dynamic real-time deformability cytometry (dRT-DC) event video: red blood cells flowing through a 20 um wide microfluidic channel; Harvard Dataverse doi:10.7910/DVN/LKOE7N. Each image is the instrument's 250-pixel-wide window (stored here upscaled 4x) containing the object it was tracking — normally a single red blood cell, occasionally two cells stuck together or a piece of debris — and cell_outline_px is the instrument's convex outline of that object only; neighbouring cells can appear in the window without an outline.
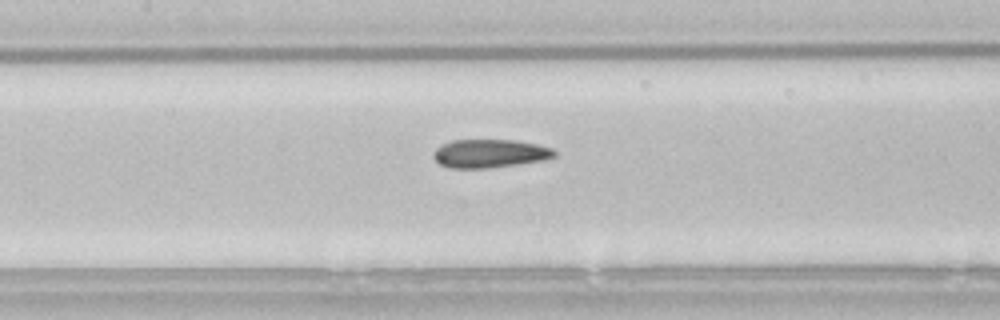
{"species": "common noctule bat (a hibernating species)", "species_latin": "Nyctalus noctula", "temperature_condition": "room temperature", "stored_images_in_passage": 36, "camera_frame_rate_fps": 3000, "um_per_image_px": 0.085, "animal": {"sex": "male", "body_mass_g": 21.5, "forearm_length_mm": 52.0}, "frame": {"image": 1, "passage_image": 13, "time_ms": 4.0, "image_size_px": [1000, 320], "cell_outline_px": [[556, 156], [544, 160], [488, 168], [448, 168], [440, 164], [432, 156], [432, 152], [440, 144], [452, 140], [516, 140], [536, 144], [552, 148], [556, 152]], "centroid_in_image_um": [41.59, 13.04], "position_along_channel_um": 165.8, "area_um2": 20.11}}
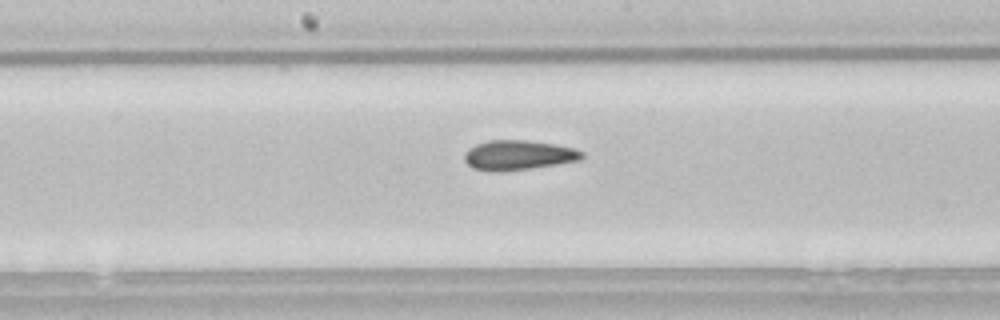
{"frame": {"image": 2, "passage_image": 16, "time_ms": 5.0, "image_size_px": [1000, 320], "cell_outline_px": [[584, 156], [580, 160], [532, 168], [472, 168], [464, 160], [464, 156], [468, 148], [476, 144], [488, 140], [528, 140], [556, 144], [576, 148], [584, 152]], "centroid_in_image_um": [44.14, 13.12], "position_along_channel_um": 204.1, "area_um2": 19.65}}
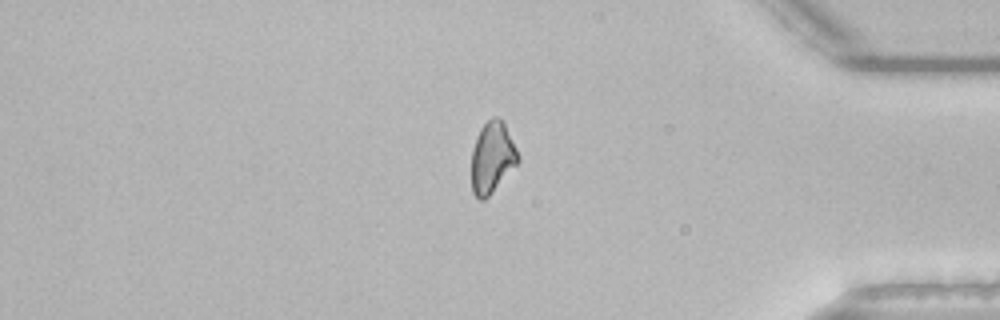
{"frame": {"image": 3, "passage_image": 33, "time_ms": 10.667, "image_size_px": [1000, 320], "cell_outline_px": [[520, 160], [492, 192], [484, 200], [480, 200], [472, 192], [472, 148], [476, 136], [480, 128], [492, 116], [500, 116], [504, 120], [520, 156]], "centroid_in_image_um": [41.84, 13.33], "position_along_channel_um": 393.4, "area_um2": 19.48}}